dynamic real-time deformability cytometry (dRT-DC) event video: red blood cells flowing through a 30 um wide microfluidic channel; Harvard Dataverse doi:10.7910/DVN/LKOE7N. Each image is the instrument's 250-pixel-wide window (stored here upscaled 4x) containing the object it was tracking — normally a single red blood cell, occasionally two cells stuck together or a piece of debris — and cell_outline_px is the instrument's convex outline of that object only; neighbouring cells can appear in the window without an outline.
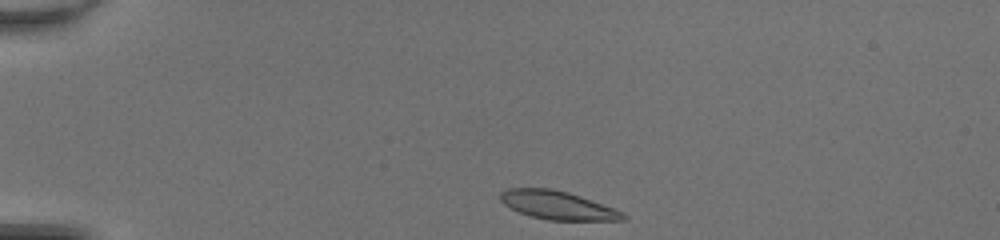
{"species": "common noctule bat (a hibernating species)", "species_latin": "Nyctalus noctula", "temperature_condition": "room temperature", "stored_images_in_passage": 39, "camera_frame_rate_fps": 3000, "um_per_image_px": 0.085, "animal": {"sex": "female", "body_mass_g": 20.0, "forearm_length_mm": 54.0}, "frame": {"image": 1, "passage_image": 1, "time_ms": 0.0, "image_size_px": [1000, 240], "cell_outline_px": [[628, 220], [548, 220], [532, 216], [520, 212], [504, 204], [500, 200], [500, 192], [508, 188], [552, 188], [568, 192], [616, 208], [624, 212], [628, 216]], "centroid_in_image_um": [47.45, 17.44], "position_along_channel_um": 37.5, "area_um2": 20.4}}
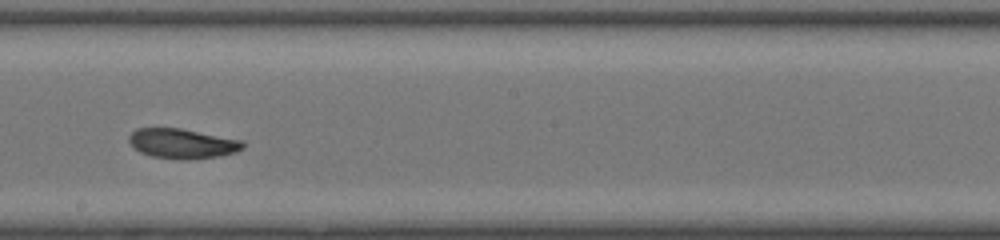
{"frame": {"image": 2, "passage_image": 19, "time_ms": 6.0, "image_size_px": [1000, 240], "cell_outline_px": [[244, 148], [236, 152], [220, 156], [192, 160], [184, 160], [152, 156], [140, 152], [128, 140], [128, 136], [136, 128], [180, 128], [244, 140]], "centroid_in_image_um": [15.54, 12.2], "position_along_channel_um": 232.7, "area_um2": 19.94}}
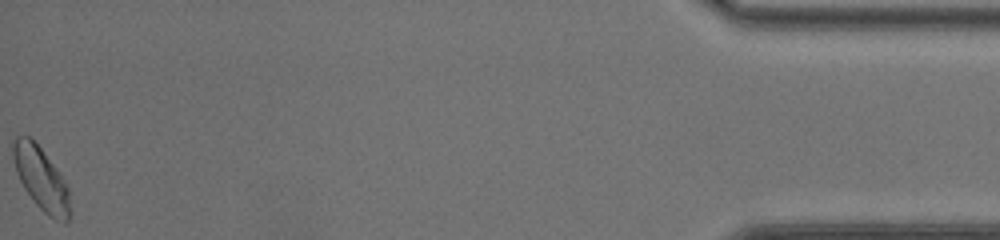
{"frame": {"image": 3, "passage_image": 39, "time_ms": 12.667, "image_size_px": [1000, 240], "cell_outline_px": [[72, 212], [68, 220], [64, 224], [48, 216], [36, 204], [24, 188], [16, 172], [12, 156], [12, 144], [16, 136], [28, 136], [40, 148], [60, 172], [68, 188]], "centroid_in_image_um": [3.52, 15.23], "position_along_channel_um": 431.7, "area_um2": 20.98}, "authors_computed_cell_mechanics": {"area_um2": 20.3456, "velocity_mm_per_s": 4.277, "shape_relaxation_time_tau1_ms": 5.5169, "shape_relaxation_time_tau2_ms": 2.6251, "deformation_change_tau1": 0.1424, "deformation_change_tau2": 0.0766}}